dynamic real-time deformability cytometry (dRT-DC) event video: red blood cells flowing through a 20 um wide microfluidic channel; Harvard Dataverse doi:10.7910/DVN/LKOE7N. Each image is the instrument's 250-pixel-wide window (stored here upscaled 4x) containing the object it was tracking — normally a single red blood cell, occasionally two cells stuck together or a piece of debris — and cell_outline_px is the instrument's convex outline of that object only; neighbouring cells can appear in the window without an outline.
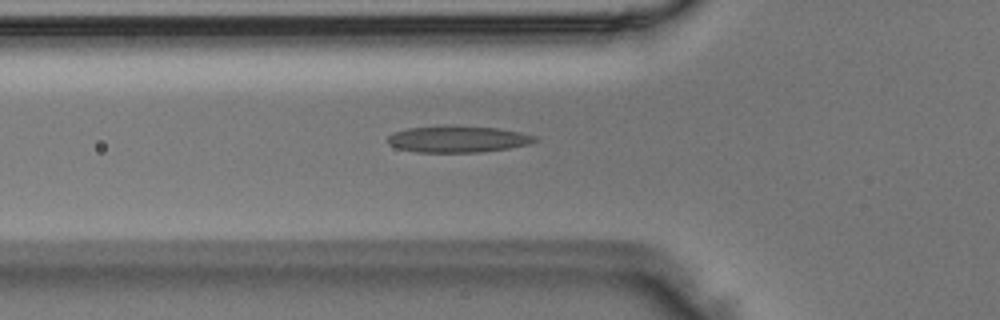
{"species": "Egyptian fruit bat (a non-hibernating species)", "species_latin": "Rousettus aegyptiacus", "temperature_condition": "room temperature", "stored_images_in_passage": 34, "camera_frame_rate_fps": 3000, "um_per_image_px": 0.085, "animal": {"sex": "male"}, "frame": {"image": 1, "passage_image": 2, "time_ms": 0.333, "image_size_px": [1000, 320], "cell_outline_px": [[540, 140], [528, 144], [508, 148], [480, 152], [416, 152], [396, 148], [388, 144], [388, 136], [396, 132], [408, 128], [452, 124], [456, 124], [500, 128], [520, 132], [536, 136]], "centroid_in_image_um": [38.93, 11.8], "position_along_channel_um": 86.9, "area_um2": 23.18}}
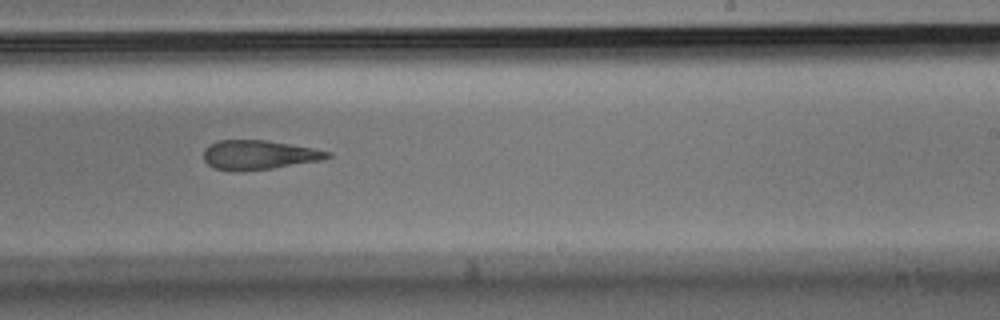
{"frame": {"image": 2, "passage_image": 15, "time_ms": 4.667, "image_size_px": [1000, 320], "cell_outline_px": [[332, 156], [320, 160], [272, 168], [240, 172], [232, 172], [216, 168], [208, 164], [204, 160], [204, 148], [208, 144], [216, 140], [268, 140], [312, 148], [332, 152]], "centroid_in_image_um": [21.95, 13.16], "position_along_channel_um": 267.0, "area_um2": 21.27}}
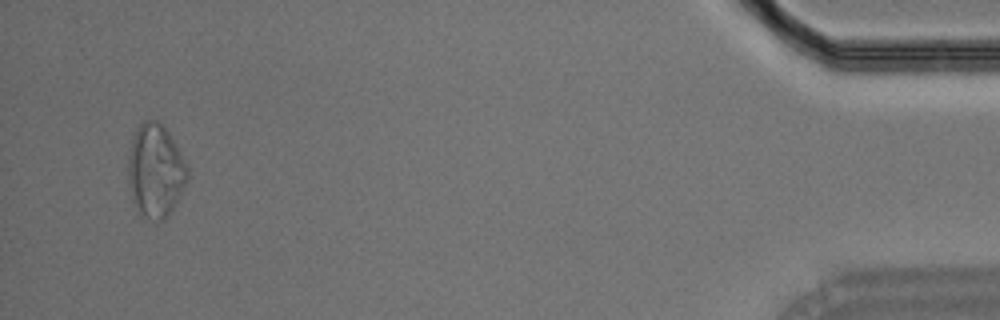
{"frame": {"image": 3, "passage_image": 32, "time_ms": 10.333, "image_size_px": [1000, 320], "cell_outline_px": [[188, 180], [184, 188], [168, 216], [164, 220], [156, 224], [144, 216], [140, 212], [132, 200], [128, 180], [128, 156], [132, 136], [136, 128], [144, 120], [156, 120], [164, 124], [188, 164]], "centroid_in_image_um": [13.22, 14.51], "position_along_channel_um": 422.0, "area_um2": 32.83}}